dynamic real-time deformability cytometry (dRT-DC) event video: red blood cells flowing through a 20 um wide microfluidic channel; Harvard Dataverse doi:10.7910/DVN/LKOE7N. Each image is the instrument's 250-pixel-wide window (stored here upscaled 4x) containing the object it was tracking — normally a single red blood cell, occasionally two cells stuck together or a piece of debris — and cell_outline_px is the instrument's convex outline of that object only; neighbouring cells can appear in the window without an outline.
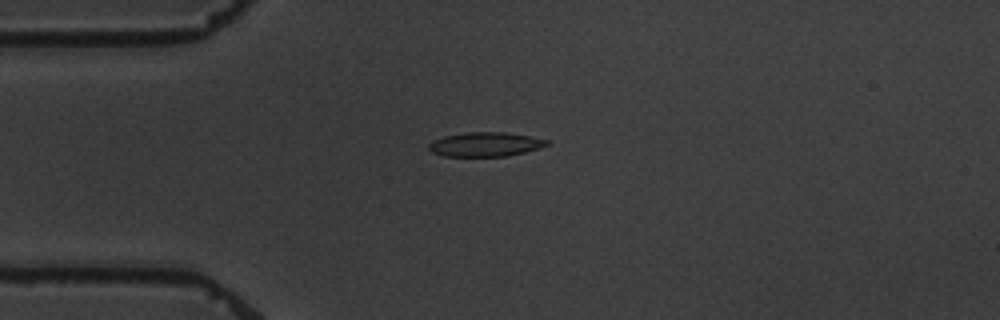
{"species": "common noctule bat (a hibernating species)", "species_latin": "Nyctalus noctula", "temperature_condition": "warm", "stored_images_in_passage": 9, "camera_frame_rate_fps": 3000, "um_per_image_px": 0.085, "animal": {"sex": "male", "body_mass_g": 19.5, "forearm_length_mm": 54.6}, "frame": {"image": 1, "passage_image": 4, "time_ms": 3.667, "image_size_px": [1000, 320], "cell_outline_px": [[548, 144], [540, 148], [508, 156], [444, 156], [432, 152], [428, 148], [428, 144], [432, 140], [444, 136], [464, 132], [508, 132], [548, 140]], "centroid_in_image_um": [41.22, 12.26], "position_along_channel_um": 43.8, "area_um2": 16.7}}
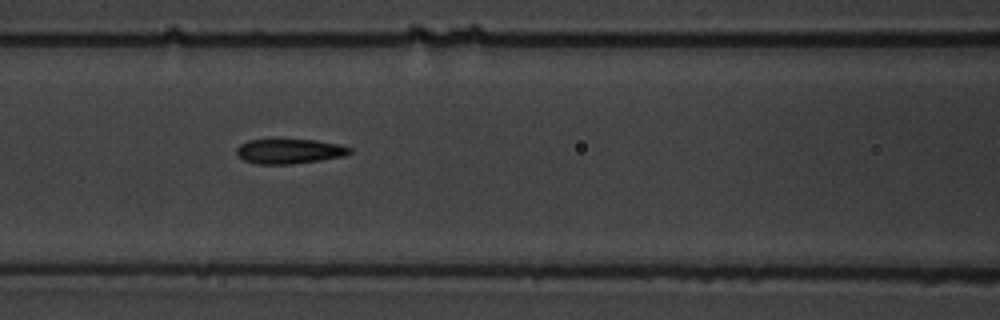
{"frame": {"image": 2, "passage_image": 7, "time_ms": 7.0, "image_size_px": [1000, 320], "cell_outline_px": [[352, 152], [344, 156], [320, 160], [292, 164], [256, 164], [244, 160], [236, 152], [236, 148], [240, 144], [248, 140], [316, 140], [336, 144], [352, 148]], "centroid_in_image_um": [24.59, 12.86], "position_along_channel_um": 142.0, "area_um2": 16.18}}
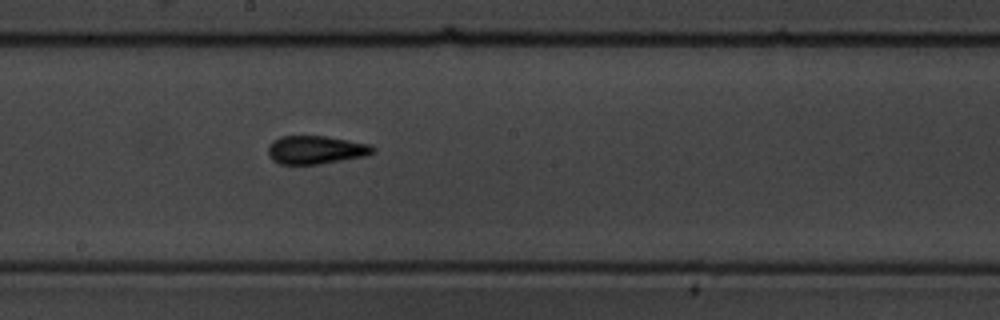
{"frame": {"image": 3, "passage_image": 9, "time_ms": 9.333, "image_size_px": [1000, 320], "cell_outline_px": [[376, 152], [364, 156], [320, 164], [280, 164], [272, 160], [268, 156], [268, 144], [272, 140], [280, 136], [324, 136], [372, 144], [376, 148]], "centroid_in_image_um": [26.83, 12.73], "position_along_channel_um": 221.4, "area_um2": 17.46}}